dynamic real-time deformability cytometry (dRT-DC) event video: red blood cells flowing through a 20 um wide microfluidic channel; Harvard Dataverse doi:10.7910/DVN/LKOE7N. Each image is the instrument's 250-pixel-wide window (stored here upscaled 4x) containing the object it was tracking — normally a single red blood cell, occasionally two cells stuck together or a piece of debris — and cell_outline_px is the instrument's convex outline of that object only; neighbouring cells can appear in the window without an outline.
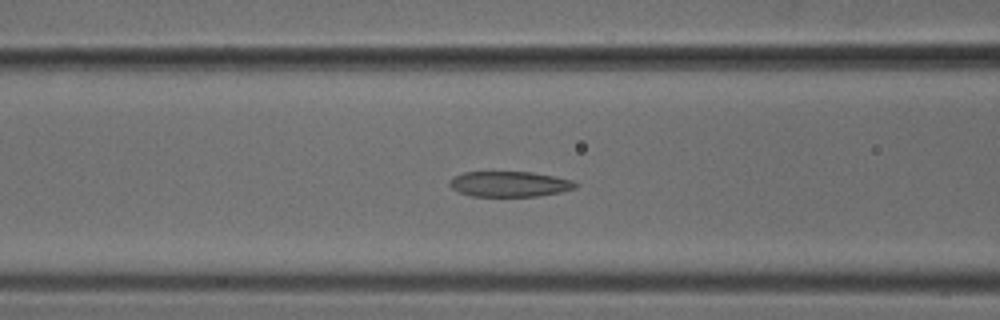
{"species": "common noctule bat (a hibernating species)", "species_latin": "Nyctalus noctula", "temperature_condition": "cold", "stored_images_in_passage": 51, "camera_frame_rate_fps": 3000, "um_per_image_px": 0.085, "animal": {"sex": "male", "body_mass_g": 18.8}, "frame": {"image": 1, "passage_image": 21, "time_ms": 6.667, "image_size_px": [1000, 320], "cell_outline_px": [[580, 184], [576, 188], [560, 192], [536, 196], [472, 196], [460, 192], [452, 188], [448, 184], [448, 180], [452, 176], [464, 172], [532, 172], [572, 180]], "centroid_in_image_um": [43.29, 15.64], "position_along_channel_um": 123.3, "area_um2": 18.67}}
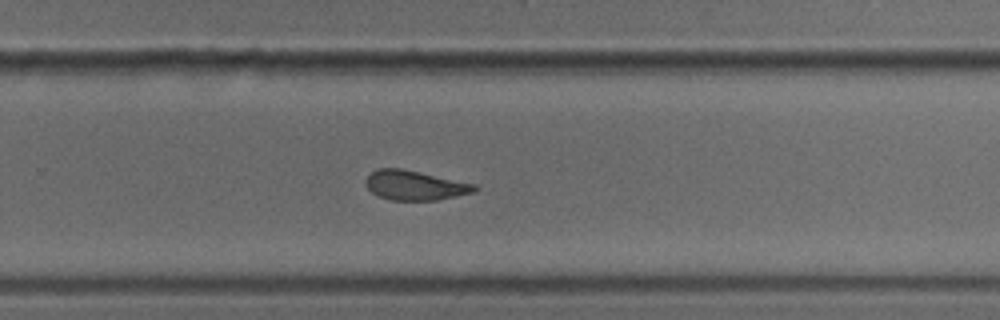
{"frame": {"image": 2, "passage_image": 34, "time_ms": 11.0, "image_size_px": [1000, 320], "cell_outline_px": [[480, 188], [472, 192], [456, 196], [436, 200], [392, 200], [380, 196], [372, 192], [364, 184], [364, 180], [376, 168], [404, 168], [476, 184]], "centroid_in_image_um": [35.26, 15.73], "position_along_channel_um": 294.5, "area_um2": 18.84}}
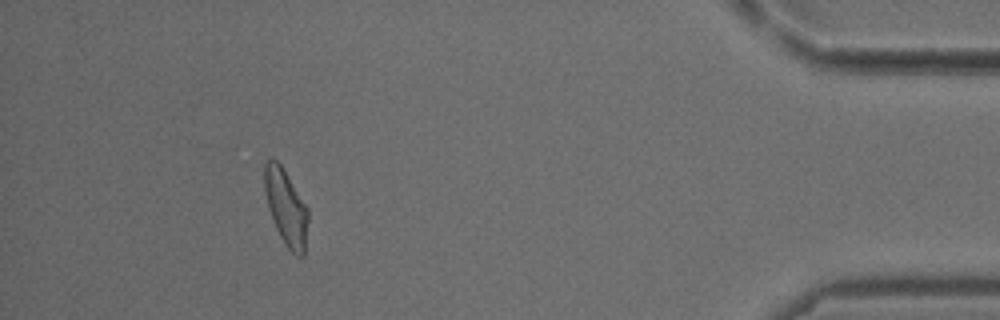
{"frame": {"image": 3, "passage_image": 47, "time_ms": 15.333, "image_size_px": [1000, 320], "cell_outline_px": [[308, 220], [304, 256], [296, 256], [284, 244], [272, 220], [268, 208], [264, 192], [264, 164], [268, 160], [276, 160], [280, 164], [308, 208]], "centroid_in_image_um": [24.3, 17.65], "position_along_channel_um": 410.9, "area_um2": 19.19}}